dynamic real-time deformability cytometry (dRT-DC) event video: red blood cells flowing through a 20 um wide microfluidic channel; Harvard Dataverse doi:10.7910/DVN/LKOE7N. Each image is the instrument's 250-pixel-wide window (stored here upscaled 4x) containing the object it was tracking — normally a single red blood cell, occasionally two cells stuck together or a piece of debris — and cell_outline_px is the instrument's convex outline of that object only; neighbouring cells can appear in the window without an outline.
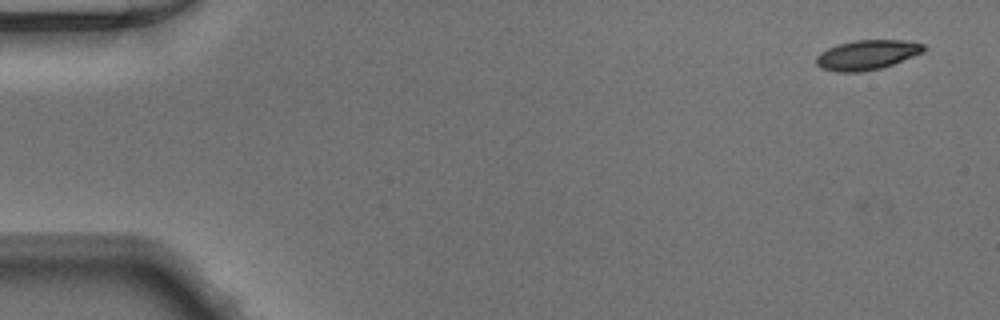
{"species": "Egyptian fruit bat (a non-hibernating species)", "species_latin": "Rousettus aegyptiacus", "temperature_condition": "warm", "stored_images_in_passage": 48, "camera_frame_rate_fps": 3000, "um_per_image_px": 0.085, "animal": {"sex": "male"}, "frame": {"image": 1, "passage_image": 1, "time_ms": 0.0, "image_size_px": [1000, 320], "cell_outline_px": [[928, 48], [924, 52], [892, 64], [880, 68], [860, 72], [840, 72], [820, 68], [816, 64], [816, 56], [820, 52], [828, 48], [852, 40], [904, 40], [924, 44]], "centroid_in_image_um": [73.7, 4.66], "position_along_channel_um": 11.3, "area_um2": 18.61}}
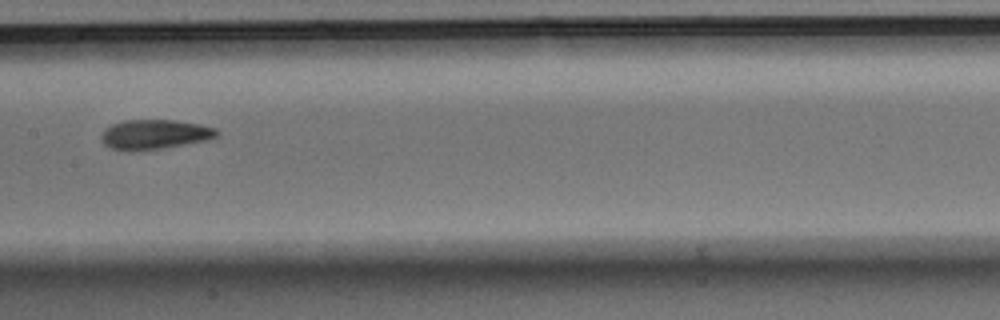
{"frame": {"image": 2, "passage_image": 24, "time_ms": 7.667, "image_size_px": [1000, 320], "cell_outline_px": [[220, 132], [216, 136], [204, 140], [184, 144], [160, 148], [132, 152], [128, 152], [112, 148], [104, 144], [100, 136], [112, 124], [124, 120], [176, 120], [216, 128]], "centroid_in_image_um": [13.11, 11.43], "position_along_channel_um": 194.3, "area_um2": 19.71}}
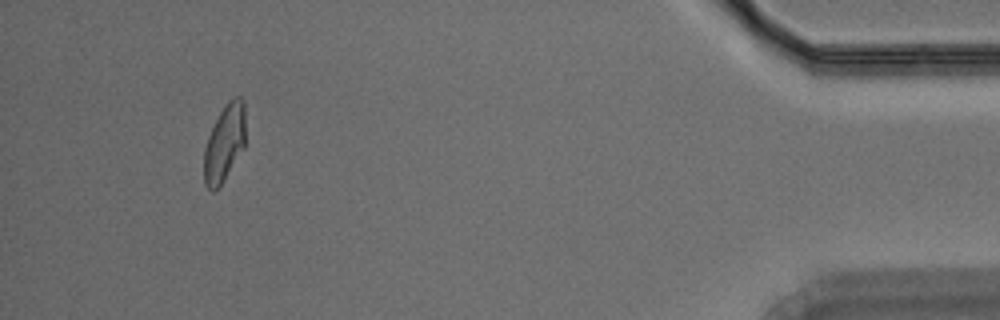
{"frame": {"image": 3, "passage_image": 45, "time_ms": 14.667, "image_size_px": [1000, 320], "cell_outline_px": [[244, 148], [220, 184], [212, 192], [204, 184], [204, 148], [208, 136], [224, 104], [232, 96], [240, 96], [244, 100]], "centroid_in_image_um": [19.07, 12.11], "position_along_channel_um": 416.1, "area_um2": 18.38}}